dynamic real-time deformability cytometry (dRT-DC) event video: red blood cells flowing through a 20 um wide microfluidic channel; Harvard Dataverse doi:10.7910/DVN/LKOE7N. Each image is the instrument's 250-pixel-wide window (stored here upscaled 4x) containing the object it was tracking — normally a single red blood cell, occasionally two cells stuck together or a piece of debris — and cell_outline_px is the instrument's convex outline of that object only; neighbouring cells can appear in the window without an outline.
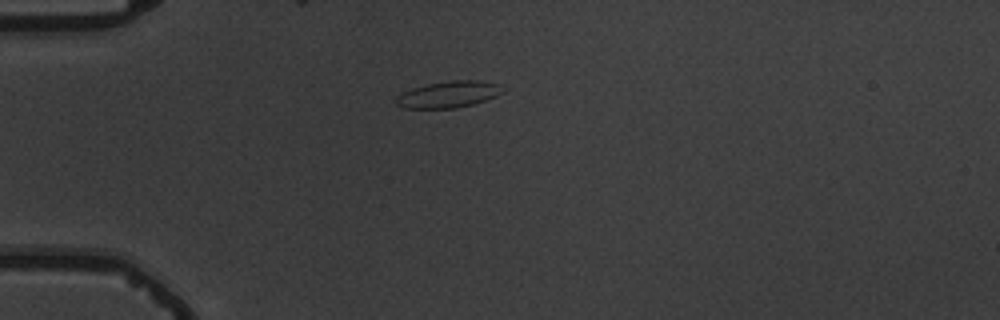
{"species": "common noctule bat (a hibernating species)", "species_latin": "Nyctalus noctula", "temperature_condition": "warm", "stored_images_in_passage": 7, "camera_frame_rate_fps": 3000, "um_per_image_px": 0.085, "animal": {"sex": "male", "body_mass_g": 19.5, "forearm_length_mm": 54.6}, "frame": {"image": 1, "passage_image": 1, "time_ms": 0.0, "image_size_px": [1000, 320], "cell_outline_px": [[504, 92], [496, 96], [472, 104], [456, 108], [404, 108], [396, 104], [396, 96], [412, 88], [428, 84], [452, 80], [480, 80], [496, 84]], "centroid_in_image_um": [38.09, 8.03], "position_along_channel_um": 46.9, "area_um2": 16.18}}
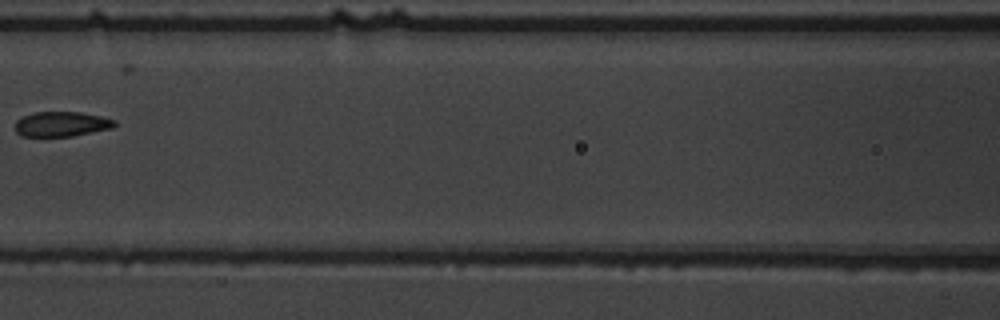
{"frame": {"image": 2, "passage_image": 4, "time_ms": 3.667, "image_size_px": [1000, 320], "cell_outline_px": [[116, 124], [112, 128], [72, 136], [20, 136], [16, 132], [16, 120], [32, 112], [80, 112], [100, 116], [116, 120]], "centroid_in_image_um": [5.22, 10.54], "position_along_channel_um": 161.4, "area_um2": 14.39}}
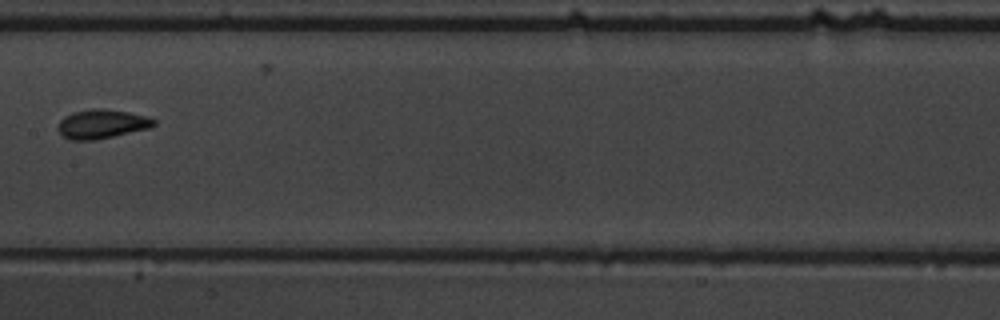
{"frame": {"image": 3, "passage_image": 5, "time_ms": 4.667, "image_size_px": [1000, 320], "cell_outline_px": [[156, 124], [148, 128], [112, 136], [92, 140], [72, 140], [64, 136], [56, 128], [60, 120], [64, 116], [76, 112], [92, 108], [104, 108], [128, 112], [148, 116], [156, 120]], "centroid_in_image_um": [8.65, 10.52], "position_along_channel_um": 198.7, "area_um2": 16.07}}